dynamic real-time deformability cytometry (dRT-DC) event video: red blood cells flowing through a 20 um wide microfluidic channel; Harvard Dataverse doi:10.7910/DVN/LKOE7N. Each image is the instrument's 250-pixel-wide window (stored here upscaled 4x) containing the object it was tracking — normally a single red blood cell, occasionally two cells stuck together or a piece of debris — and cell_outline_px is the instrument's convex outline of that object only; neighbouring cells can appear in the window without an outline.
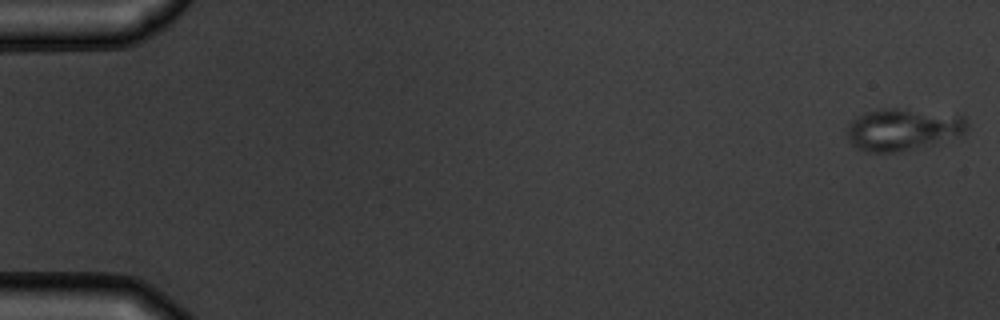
{"species": "common noctule bat (a hibernating species)", "species_latin": "Nyctalus noctula", "temperature_condition": "warm", "stored_images_in_passage": 6, "camera_frame_rate_fps": 3000, "um_per_image_px": 0.085, "animal": {"sex": "male", "body_mass_g": 19.5, "forearm_length_mm": 54.6}, "frame": {"image": 1, "passage_image": 1, "time_ms": 0.0, "image_size_px": [1000, 320], "cell_outline_px": [[968, 128], [964, 136], [932, 144], [892, 152], [868, 152], [856, 148], [852, 144], [848, 136], [848, 124], [856, 116], [864, 112], [880, 108], [896, 108], [964, 116], [968, 124]], "centroid_in_image_um": [76.76, 10.99], "position_along_channel_um": 8.2, "area_um2": 29.36}}
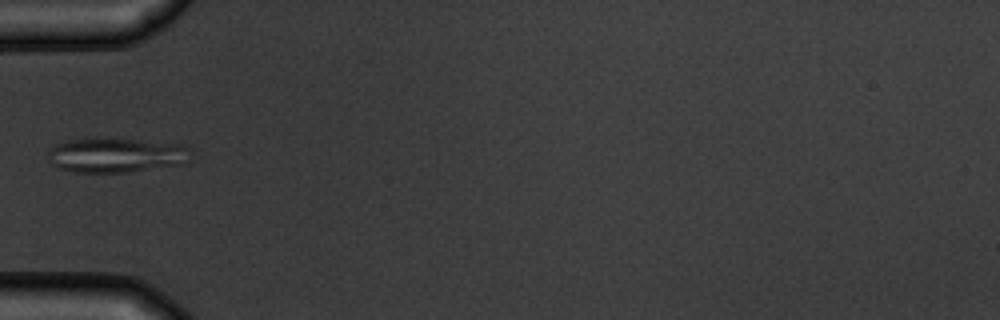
{"frame": {"image": 2, "passage_image": 6, "time_ms": 5.667, "image_size_px": [1000, 320], "cell_outline_px": [[192, 152], [188, 160], [184, 164], [124, 172], [72, 172], [60, 168], [52, 164], [48, 160], [48, 148], [56, 144], [68, 140], [96, 136], [184, 144], [192, 148]], "centroid_in_image_um": [9.87, 13.15], "position_along_channel_um": 75.1, "area_um2": 29.54}}